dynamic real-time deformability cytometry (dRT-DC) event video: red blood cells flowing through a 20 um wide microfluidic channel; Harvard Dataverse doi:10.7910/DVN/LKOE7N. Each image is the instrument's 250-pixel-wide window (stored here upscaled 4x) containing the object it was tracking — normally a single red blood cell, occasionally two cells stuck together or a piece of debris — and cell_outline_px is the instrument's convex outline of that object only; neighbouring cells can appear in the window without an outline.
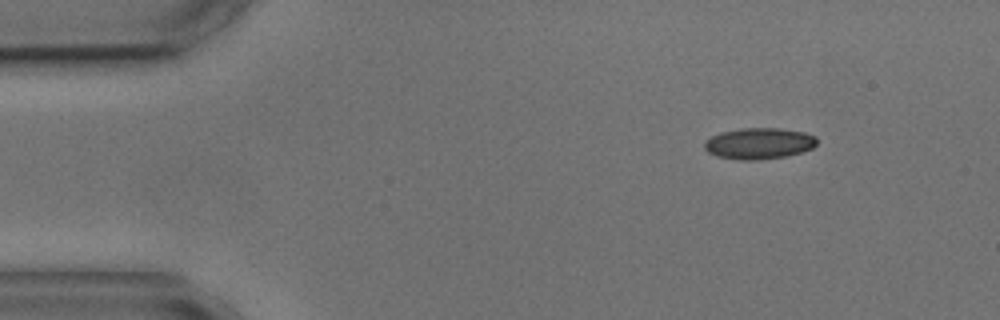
{"species": "common noctule bat (a hibernating species)", "species_latin": "Nyctalus noctula", "temperature_condition": "cold", "stored_images_in_passage": 3, "camera_frame_rate_fps": 3000, "um_per_image_px": 0.085, "animal": {"sex": "male", "body_mass_g": 17.9, "forearm_length_mm": 54.2}, "frame": {"image": 1, "passage_image": 1, "time_ms": 0.0, "image_size_px": [1000, 320], "cell_outline_px": [[816, 144], [812, 148], [788, 156], [760, 160], [740, 160], [716, 156], [708, 152], [704, 148], [704, 140], [720, 132], [744, 128], [780, 128], [804, 132], [816, 136]], "centroid_in_image_um": [64.5, 12.2], "position_along_channel_um": 20.5, "area_um2": 20.58}}